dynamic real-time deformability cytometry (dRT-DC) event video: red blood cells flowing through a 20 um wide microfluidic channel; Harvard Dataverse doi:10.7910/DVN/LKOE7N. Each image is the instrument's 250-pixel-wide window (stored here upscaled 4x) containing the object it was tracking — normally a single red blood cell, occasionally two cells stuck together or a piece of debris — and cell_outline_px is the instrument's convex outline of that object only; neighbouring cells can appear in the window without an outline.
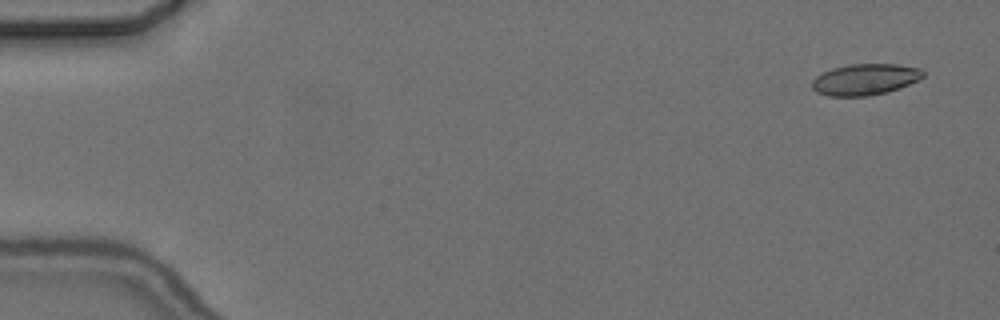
{"species": "common noctule bat (a hibernating species)", "species_latin": "Nyctalus noctula", "temperature_condition": "cold", "stored_images_in_passage": 5, "camera_frame_rate_fps": 3000, "um_per_image_px": 0.085, "animal": {"sex": "female", "body_mass_g": 24.6, "forearm_length_mm": 56.2}, "frame": {"image": 1, "passage_image": 1, "time_ms": 0.0, "image_size_px": [1000, 320], "cell_outline_px": [[924, 76], [900, 88], [868, 96], [828, 96], [816, 92], [812, 88], [812, 80], [816, 76], [832, 68], [852, 64], [896, 64], [920, 68], [924, 72]], "centroid_in_image_um": [73.5, 6.75], "position_along_channel_um": 11.5, "area_um2": 20.06}}
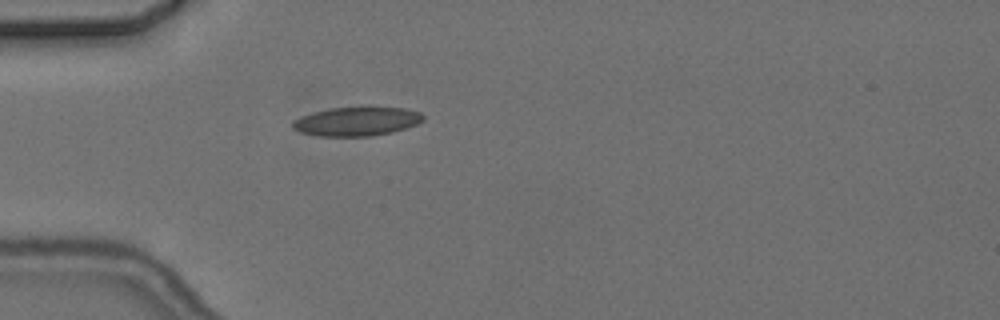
{"frame": {"image": 2, "passage_image": 5, "time_ms": 4.667, "image_size_px": [1000, 320], "cell_outline_px": [[424, 120], [416, 124], [392, 132], [372, 136], [320, 136], [300, 132], [292, 128], [292, 120], [300, 116], [312, 112], [328, 108], [368, 104], [404, 108], [420, 112], [424, 116]], "centroid_in_image_um": [30.32, 10.26], "position_along_channel_um": 54.7, "area_um2": 22.95}}